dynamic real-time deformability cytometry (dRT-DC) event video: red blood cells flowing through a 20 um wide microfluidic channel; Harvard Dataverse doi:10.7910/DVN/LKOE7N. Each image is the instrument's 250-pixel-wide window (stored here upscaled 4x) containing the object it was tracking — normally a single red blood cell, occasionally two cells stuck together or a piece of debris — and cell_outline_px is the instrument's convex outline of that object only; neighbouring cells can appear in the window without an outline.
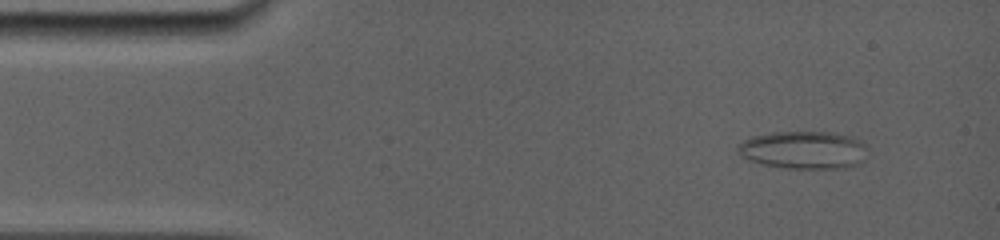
{"species": "common noctule bat (a hibernating species)", "species_latin": "Nyctalus noctula", "temperature_condition": "room temperature", "stored_images_in_passage": 14, "camera_frame_rate_fps": 5000, "um_per_image_px": 0.085, "animal": {"sex": "female", "body_mass_g": 19.0, "forearm_length_mm": 56.7}, "frame": {"image": 1, "passage_image": 4, "time_ms": 1.4, "image_size_px": [1000, 240], "cell_outline_px": [[864, 160], [860, 164], [848, 168], [788, 168], [760, 164], [740, 156], [736, 152], [736, 148], [744, 140], [752, 136], [772, 132], [832, 132], [848, 136], [860, 140], [864, 144]], "centroid_in_image_um": [68.27, 12.75], "position_along_channel_um": 16.7, "area_um2": 28.61}}
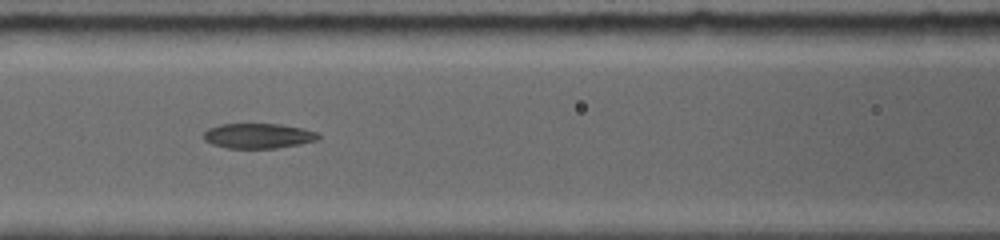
{"frame": {"image": 2, "passage_image": 13, "time_ms": 6.8, "image_size_px": [1000, 240], "cell_outline_px": [[320, 140], [300, 144], [276, 148], [224, 148], [212, 144], [204, 140], [204, 132], [208, 128], [220, 124], [280, 124], [304, 128], [316, 132], [320, 136]], "centroid_in_image_um": [21.96, 11.55], "position_along_channel_um": 144.6, "area_um2": 16.88}}
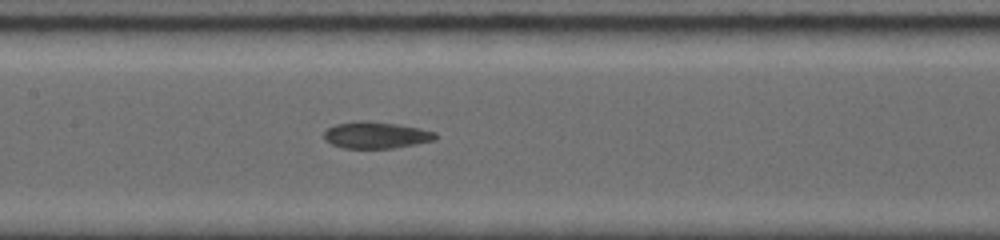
{"frame": {"image": 3, "passage_image": 14, "time_ms": 7.6, "image_size_px": [1000, 240], "cell_outline_px": [[436, 140], [392, 148], [344, 148], [332, 144], [324, 140], [324, 132], [328, 128], [336, 124], [360, 120], [368, 120], [396, 124], [420, 128], [436, 132]], "centroid_in_image_um": [31.95, 11.47], "position_along_channel_um": 175.4, "area_um2": 17.28}}